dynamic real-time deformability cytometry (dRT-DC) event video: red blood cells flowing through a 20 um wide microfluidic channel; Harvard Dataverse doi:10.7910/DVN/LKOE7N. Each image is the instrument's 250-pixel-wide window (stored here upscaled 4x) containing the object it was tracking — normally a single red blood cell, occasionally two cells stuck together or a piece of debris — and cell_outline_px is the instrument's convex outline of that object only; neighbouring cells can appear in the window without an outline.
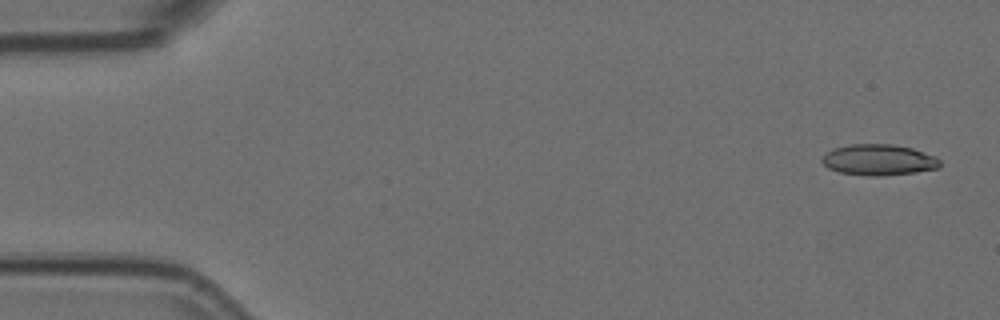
{"species": "Egyptian fruit bat (a non-hibernating species)", "species_latin": "Rousettus aegyptiacus", "temperature_condition": "room temperature", "stored_images_in_passage": 5, "camera_frame_rate_fps": 3000, "um_per_image_px": 0.085, "animal": {"sex": "female"}, "frame": {"image": 1, "passage_image": 1, "time_ms": 0.0, "image_size_px": [1000, 320], "cell_outline_px": [[940, 168], [916, 172], [880, 176], [868, 176], [840, 172], [828, 168], [820, 160], [832, 148], [852, 144], [892, 144], [912, 148], [936, 156], [940, 160]], "centroid_in_image_um": [74.71, 13.59], "position_along_channel_um": 10.3, "area_um2": 21.33}}
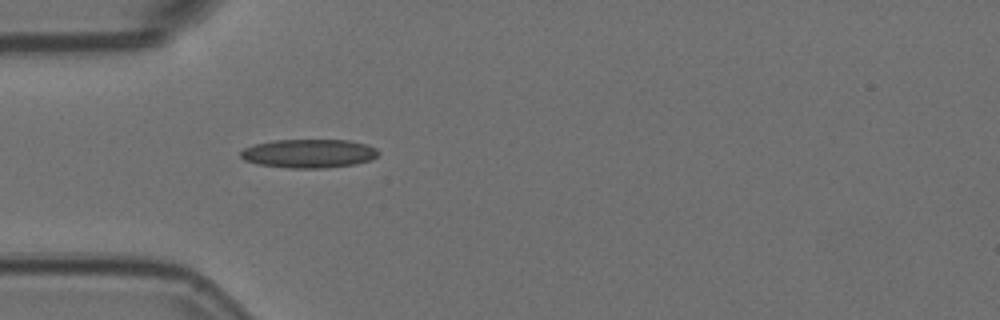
{"frame": {"image": 2, "passage_image": 5, "time_ms": 1.333, "image_size_px": [1000, 320], "cell_outline_px": [[380, 152], [376, 156], [368, 160], [352, 164], [324, 168], [288, 168], [260, 164], [244, 160], [240, 156], [240, 152], [244, 148], [256, 144], [272, 140], [348, 140], [368, 144], [376, 148]], "centroid_in_image_um": [26.24, 13.04], "position_along_channel_um": 58.8, "area_um2": 22.89}}